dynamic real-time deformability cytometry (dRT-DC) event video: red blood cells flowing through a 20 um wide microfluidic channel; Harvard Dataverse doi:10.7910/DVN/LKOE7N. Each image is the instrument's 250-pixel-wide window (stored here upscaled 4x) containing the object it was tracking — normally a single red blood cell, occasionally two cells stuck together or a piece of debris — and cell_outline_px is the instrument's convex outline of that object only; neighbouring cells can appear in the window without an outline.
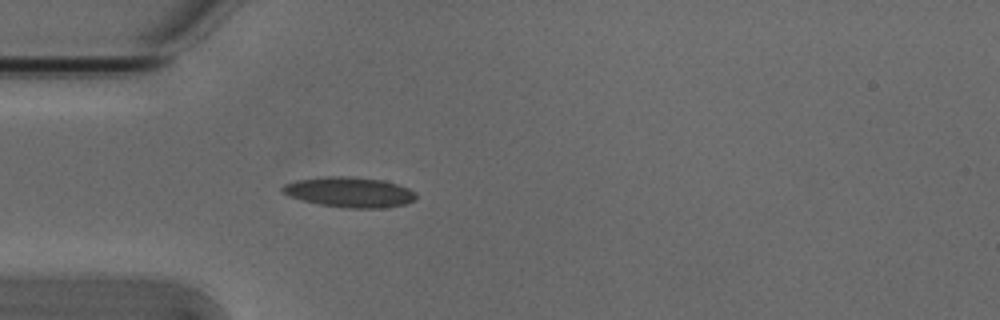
{"species": "Egyptian fruit bat (a non-hibernating species)", "species_latin": "Rousettus aegyptiacus", "temperature_condition": "cold", "stored_images_in_passage": 5, "camera_frame_rate_fps": 3000, "um_per_image_px": 0.085, "animal": {"sex": "male"}, "frame": {"image": 1, "passage_image": 5, "time_ms": 1.333, "image_size_px": [1000, 320], "cell_outline_px": [[416, 196], [408, 204], [384, 208], [348, 208], [320, 204], [300, 200], [288, 196], [280, 192], [280, 188], [284, 184], [296, 180], [328, 176], [352, 176], [384, 180], [408, 188], [416, 192]], "centroid_in_image_um": [29.68, 16.33], "position_along_channel_um": 55.3, "area_um2": 23.76}}